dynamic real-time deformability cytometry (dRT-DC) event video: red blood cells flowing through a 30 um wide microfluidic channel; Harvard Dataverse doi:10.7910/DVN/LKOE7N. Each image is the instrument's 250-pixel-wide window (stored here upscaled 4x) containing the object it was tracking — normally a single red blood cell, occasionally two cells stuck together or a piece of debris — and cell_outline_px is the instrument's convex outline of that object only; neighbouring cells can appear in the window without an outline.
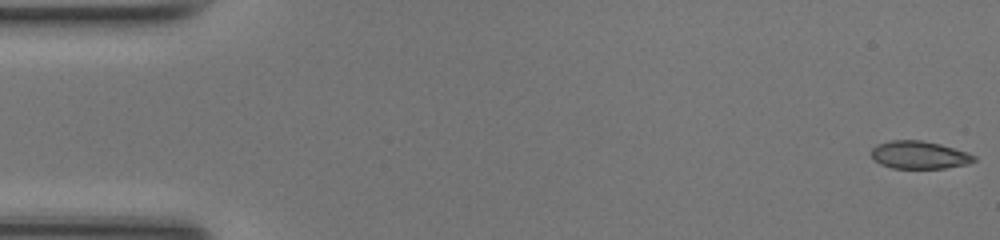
{"species": "common noctule bat (a hibernating species)", "species_latin": "Nyctalus noctula", "temperature_condition": "room temperature", "stored_images_in_passage": 24, "camera_frame_rate_fps": 3000, "um_per_image_px": 0.085, "animal": {"sex": "female", "body_mass_g": 17.0, "forearm_length_mm": 48.0}, "frame": {"image": 1, "passage_image": 1, "time_ms": 0.0, "image_size_px": [1000, 240], "cell_outline_px": [[976, 160], [968, 164], [944, 168], [892, 168], [880, 164], [872, 156], [872, 148], [876, 144], [888, 140], [920, 140], [940, 144], [968, 152], [976, 156]], "centroid_in_image_um": [78.14, 13.16], "position_along_channel_um": 6.9, "area_um2": 16.65}}
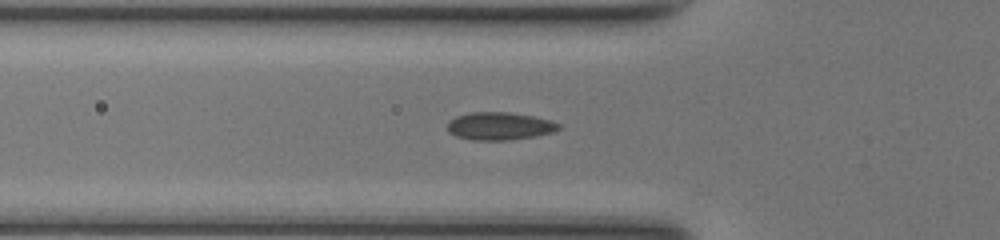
{"frame": {"image": 2, "passage_image": 17, "time_ms": 5.333, "image_size_px": [1000, 240], "cell_outline_px": [[560, 128], [552, 132], [536, 136], [508, 140], [472, 140], [456, 136], [448, 132], [448, 120], [456, 116], [472, 112], [508, 112], [532, 116], [552, 120], [560, 124]], "centroid_in_image_um": [42.45, 10.72], "position_along_channel_um": 83.3, "area_um2": 18.03}}
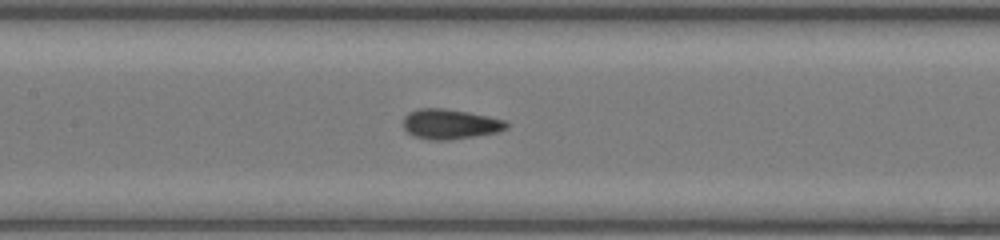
{"frame": {"image": 3, "passage_image": 23, "time_ms": 7.333, "image_size_px": [1000, 240], "cell_outline_px": [[508, 128], [496, 132], [448, 140], [428, 140], [412, 136], [404, 128], [404, 116], [408, 112], [420, 108], [444, 108], [468, 112], [488, 116], [504, 120], [508, 124]], "centroid_in_image_um": [38.22, 10.54], "position_along_channel_um": 169.2, "area_um2": 17.98}}